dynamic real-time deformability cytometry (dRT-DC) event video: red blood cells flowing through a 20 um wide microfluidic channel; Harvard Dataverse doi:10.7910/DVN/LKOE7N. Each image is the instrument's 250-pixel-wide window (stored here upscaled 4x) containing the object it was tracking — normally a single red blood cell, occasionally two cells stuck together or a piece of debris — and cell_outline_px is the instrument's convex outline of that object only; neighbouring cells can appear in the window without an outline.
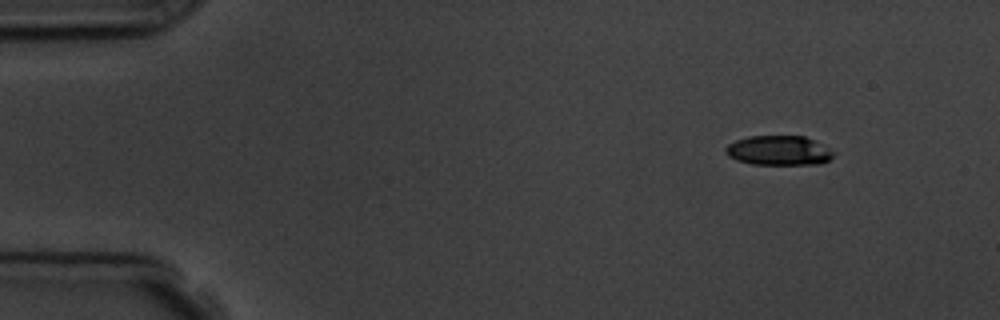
{"species": "common noctule bat (a hibernating species)", "species_latin": "Nyctalus noctula", "temperature_condition": "room temperature", "stored_images_in_passage": 3, "camera_frame_rate_fps": 3000, "um_per_image_px": 0.085, "animal": {"sex": "male", "body_mass_g": 19.5, "forearm_length_mm": 54.6}, "frame": {"image": 1, "passage_image": 1, "time_ms": 0.0, "image_size_px": [1000, 320], "cell_outline_px": [[836, 152], [828, 160], [820, 164], [752, 164], [736, 160], [728, 156], [724, 152], [724, 148], [728, 144], [736, 140], [748, 136], [804, 136], [824, 144]], "centroid_in_image_um": [66.2, 12.79], "position_along_channel_um": 18.8, "area_um2": 18.79}}
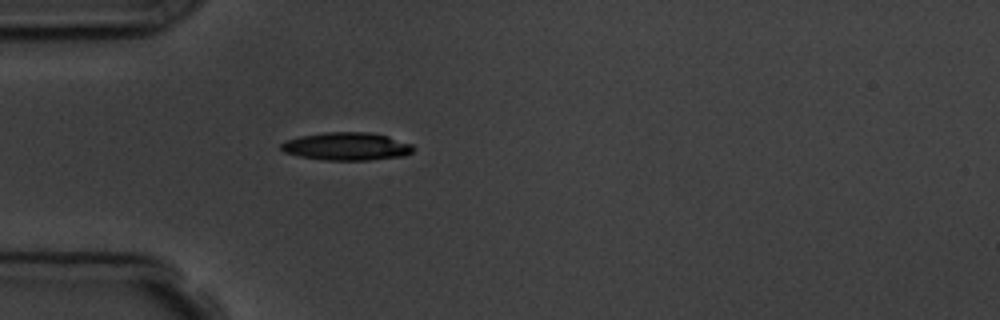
{"frame": {"image": 2, "passage_image": 3, "time_ms": 3.333, "image_size_px": [1000, 320], "cell_outline_px": [[416, 148], [412, 152], [404, 156], [368, 160], [324, 160], [300, 156], [284, 152], [280, 148], [280, 144], [288, 140], [300, 136], [324, 132], [368, 132], [388, 136], [412, 144]], "centroid_in_image_um": [29.49, 12.44], "position_along_channel_um": 55.5, "area_um2": 21.5}}